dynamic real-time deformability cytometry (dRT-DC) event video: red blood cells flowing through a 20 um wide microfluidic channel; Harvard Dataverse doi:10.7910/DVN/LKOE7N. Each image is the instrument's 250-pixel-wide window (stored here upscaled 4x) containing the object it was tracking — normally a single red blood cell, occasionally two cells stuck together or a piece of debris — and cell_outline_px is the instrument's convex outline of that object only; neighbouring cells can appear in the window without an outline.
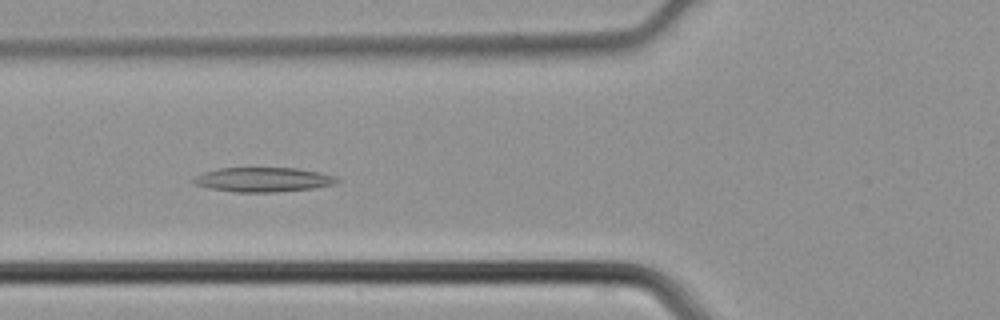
{"species": "common noctule bat (a hibernating species)", "species_latin": "Nyctalus noctula", "temperature_condition": "cold", "stored_images_in_passage": 37, "camera_frame_rate_fps": 3000, "um_per_image_px": 0.085, "animal": {"sex": "male", "body_mass_g": 21.5, "forearm_length_mm": 52.0}, "frame": {"image": 1, "passage_image": 12, "time_ms": 3.667, "image_size_px": [1000, 320], "cell_outline_px": [[340, 180], [336, 184], [312, 188], [272, 192], [236, 192], [208, 188], [192, 184], [192, 180], [196, 176], [204, 172], [220, 168], [296, 168], [320, 172], [336, 176]], "centroid_in_image_um": [22.37, 15.26], "position_along_channel_um": 103.4, "area_um2": 20.46}}
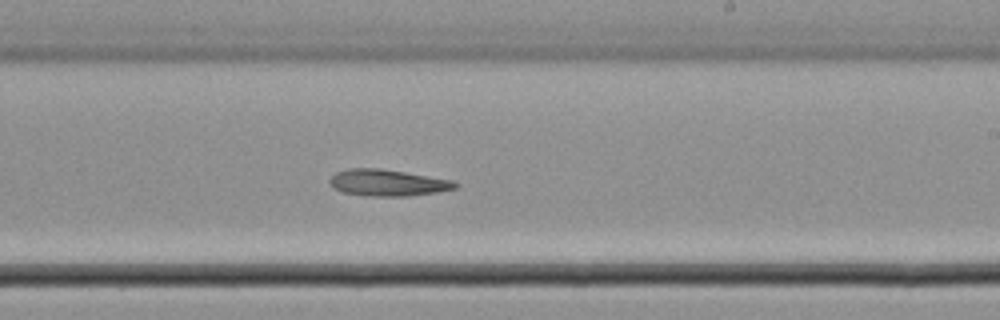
{"frame": {"image": 2, "passage_image": 22, "time_ms": 7.0, "image_size_px": [1000, 320], "cell_outline_px": [[460, 184], [456, 188], [436, 192], [408, 196], [368, 196], [344, 192], [332, 188], [328, 184], [328, 180], [336, 172], [348, 168], [380, 168], [452, 180]], "centroid_in_image_um": [32.91, 15.53], "position_along_channel_um": 256.1, "area_um2": 19.42}}
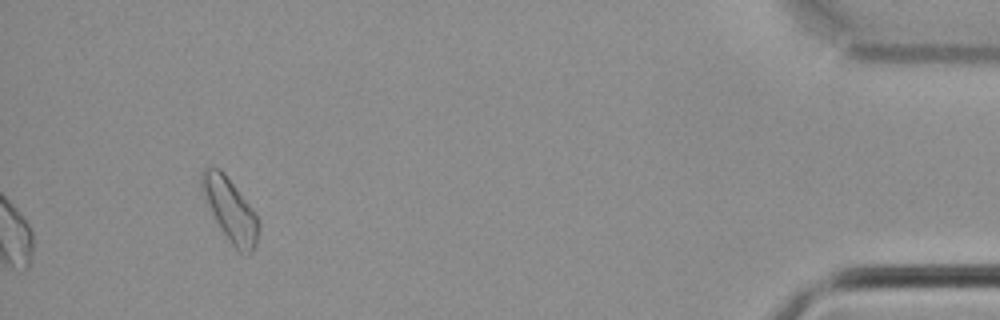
{"frame": {"image": 3, "passage_image": 37, "time_ms": 12.0, "image_size_px": [1000, 320], "cell_outline_px": [[260, 228], [256, 244], [252, 252], [240, 252], [228, 240], [220, 228], [200, 188], [200, 172], [204, 168], [220, 168], [224, 172], [252, 208], [260, 220]], "centroid_in_image_um": [19.58, 17.81], "position_along_channel_um": 415.6, "area_um2": 20.69}}